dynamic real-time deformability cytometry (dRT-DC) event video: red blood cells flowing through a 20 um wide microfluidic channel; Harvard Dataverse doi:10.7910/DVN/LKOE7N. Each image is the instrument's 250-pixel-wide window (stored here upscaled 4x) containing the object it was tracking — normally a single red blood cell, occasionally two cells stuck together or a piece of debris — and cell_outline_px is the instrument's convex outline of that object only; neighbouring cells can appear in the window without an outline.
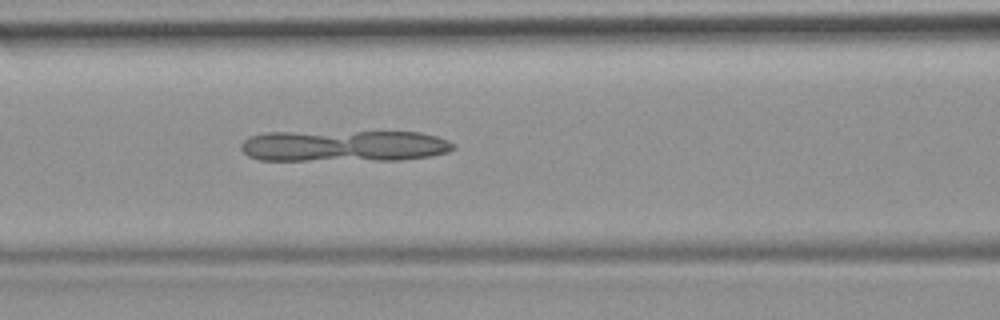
{"species": "common noctule bat (a hibernating species)", "species_latin": "Nyctalus noctula", "temperature_condition": "room temperature", "stored_images_in_passage": 51, "camera_frame_rate_fps": 3000, "um_per_image_px": 0.085, "animal": {"sex": "female", "body_mass_g": 19.9}, "frame": {"image": 1, "passage_image": 22, "time_ms": 7.0, "image_size_px": [1000, 320], "cell_outline_px": [[456, 148], [448, 152], [432, 156], [400, 160], [260, 160], [248, 156], [240, 148], [240, 144], [248, 136], [268, 132], [420, 132], [436, 136], [448, 140], [456, 144]], "centroid_in_image_um": [29.26, 12.4], "position_along_channel_um": 137.3, "area_um2": 39.25}}
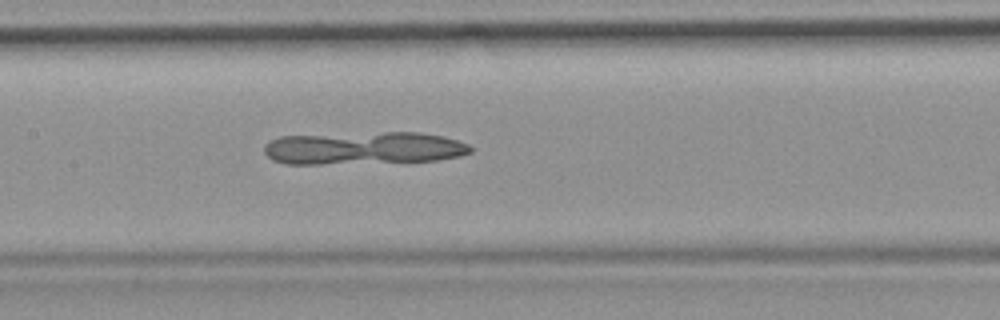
{"frame": {"image": 2, "passage_image": 25, "time_ms": 8.0, "image_size_px": [1000, 320], "cell_outline_px": [[472, 152], [460, 156], [436, 160], [320, 164], [284, 164], [272, 160], [264, 152], [264, 144], [280, 136], [384, 132], [420, 132], [444, 136], [468, 144], [472, 148]], "centroid_in_image_um": [30.9, 12.59], "position_along_channel_um": 176.5, "area_um2": 39.3}}